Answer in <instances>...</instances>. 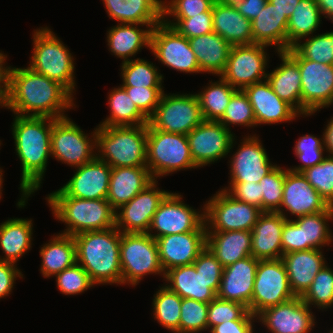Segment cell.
<instances>
[{
	"label": "cell",
	"mask_w": 333,
	"mask_h": 333,
	"mask_svg": "<svg viewBox=\"0 0 333 333\" xmlns=\"http://www.w3.org/2000/svg\"><path fill=\"white\" fill-rule=\"evenodd\" d=\"M323 142L326 150L332 154L331 156H333V118L330 119L323 134Z\"/></svg>",
	"instance_id": "64"
},
{
	"label": "cell",
	"mask_w": 333,
	"mask_h": 333,
	"mask_svg": "<svg viewBox=\"0 0 333 333\" xmlns=\"http://www.w3.org/2000/svg\"><path fill=\"white\" fill-rule=\"evenodd\" d=\"M12 126L15 150L22 164L23 198L17 203L22 208L25 200L40 188L45 173L51 155L52 118L17 115Z\"/></svg>",
	"instance_id": "2"
},
{
	"label": "cell",
	"mask_w": 333,
	"mask_h": 333,
	"mask_svg": "<svg viewBox=\"0 0 333 333\" xmlns=\"http://www.w3.org/2000/svg\"><path fill=\"white\" fill-rule=\"evenodd\" d=\"M320 249L289 252L282 255L289 285L295 296L301 297L312 284L317 273L326 265Z\"/></svg>",
	"instance_id": "29"
},
{
	"label": "cell",
	"mask_w": 333,
	"mask_h": 333,
	"mask_svg": "<svg viewBox=\"0 0 333 333\" xmlns=\"http://www.w3.org/2000/svg\"><path fill=\"white\" fill-rule=\"evenodd\" d=\"M128 96L132 99L137 108L149 119L157 108L161 96L164 93L162 88H146L122 86Z\"/></svg>",
	"instance_id": "56"
},
{
	"label": "cell",
	"mask_w": 333,
	"mask_h": 333,
	"mask_svg": "<svg viewBox=\"0 0 333 333\" xmlns=\"http://www.w3.org/2000/svg\"><path fill=\"white\" fill-rule=\"evenodd\" d=\"M208 308L209 303L182 298L179 333H198L208 329Z\"/></svg>",
	"instance_id": "48"
},
{
	"label": "cell",
	"mask_w": 333,
	"mask_h": 333,
	"mask_svg": "<svg viewBox=\"0 0 333 333\" xmlns=\"http://www.w3.org/2000/svg\"><path fill=\"white\" fill-rule=\"evenodd\" d=\"M324 201L333 206V156L301 172Z\"/></svg>",
	"instance_id": "47"
},
{
	"label": "cell",
	"mask_w": 333,
	"mask_h": 333,
	"mask_svg": "<svg viewBox=\"0 0 333 333\" xmlns=\"http://www.w3.org/2000/svg\"><path fill=\"white\" fill-rule=\"evenodd\" d=\"M122 86L162 88L163 76L153 63L143 59H129L122 63Z\"/></svg>",
	"instance_id": "44"
},
{
	"label": "cell",
	"mask_w": 333,
	"mask_h": 333,
	"mask_svg": "<svg viewBox=\"0 0 333 333\" xmlns=\"http://www.w3.org/2000/svg\"><path fill=\"white\" fill-rule=\"evenodd\" d=\"M322 138L314 137L313 135H304L298 139L294 151L297 158L302 161L298 167L290 168L289 170L301 173L304 170L321 163L326 157H323L324 142Z\"/></svg>",
	"instance_id": "51"
},
{
	"label": "cell",
	"mask_w": 333,
	"mask_h": 333,
	"mask_svg": "<svg viewBox=\"0 0 333 333\" xmlns=\"http://www.w3.org/2000/svg\"><path fill=\"white\" fill-rule=\"evenodd\" d=\"M139 24L119 23L108 31L107 42L109 49L115 56L128 61L129 57L136 55L143 46L150 48L152 28L138 29Z\"/></svg>",
	"instance_id": "38"
},
{
	"label": "cell",
	"mask_w": 333,
	"mask_h": 333,
	"mask_svg": "<svg viewBox=\"0 0 333 333\" xmlns=\"http://www.w3.org/2000/svg\"><path fill=\"white\" fill-rule=\"evenodd\" d=\"M247 311L248 308L241 303L216 297L209 303L208 329L225 321L239 320Z\"/></svg>",
	"instance_id": "54"
},
{
	"label": "cell",
	"mask_w": 333,
	"mask_h": 333,
	"mask_svg": "<svg viewBox=\"0 0 333 333\" xmlns=\"http://www.w3.org/2000/svg\"><path fill=\"white\" fill-rule=\"evenodd\" d=\"M219 3L226 7L236 8L238 7L244 0H217Z\"/></svg>",
	"instance_id": "68"
},
{
	"label": "cell",
	"mask_w": 333,
	"mask_h": 333,
	"mask_svg": "<svg viewBox=\"0 0 333 333\" xmlns=\"http://www.w3.org/2000/svg\"><path fill=\"white\" fill-rule=\"evenodd\" d=\"M301 299L310 307L328 308L333 304V270L324 266L315 276L312 284L301 296Z\"/></svg>",
	"instance_id": "45"
},
{
	"label": "cell",
	"mask_w": 333,
	"mask_h": 333,
	"mask_svg": "<svg viewBox=\"0 0 333 333\" xmlns=\"http://www.w3.org/2000/svg\"><path fill=\"white\" fill-rule=\"evenodd\" d=\"M231 159L230 183H259L277 165L270 163L269 157L256 136L244 139Z\"/></svg>",
	"instance_id": "22"
},
{
	"label": "cell",
	"mask_w": 333,
	"mask_h": 333,
	"mask_svg": "<svg viewBox=\"0 0 333 333\" xmlns=\"http://www.w3.org/2000/svg\"><path fill=\"white\" fill-rule=\"evenodd\" d=\"M268 0H244L236 9L250 21L254 20Z\"/></svg>",
	"instance_id": "62"
},
{
	"label": "cell",
	"mask_w": 333,
	"mask_h": 333,
	"mask_svg": "<svg viewBox=\"0 0 333 333\" xmlns=\"http://www.w3.org/2000/svg\"><path fill=\"white\" fill-rule=\"evenodd\" d=\"M96 148L111 168L147 167V125L98 126Z\"/></svg>",
	"instance_id": "4"
},
{
	"label": "cell",
	"mask_w": 333,
	"mask_h": 333,
	"mask_svg": "<svg viewBox=\"0 0 333 333\" xmlns=\"http://www.w3.org/2000/svg\"><path fill=\"white\" fill-rule=\"evenodd\" d=\"M55 276L58 289L65 295L80 294L95 285L77 262Z\"/></svg>",
	"instance_id": "52"
},
{
	"label": "cell",
	"mask_w": 333,
	"mask_h": 333,
	"mask_svg": "<svg viewBox=\"0 0 333 333\" xmlns=\"http://www.w3.org/2000/svg\"><path fill=\"white\" fill-rule=\"evenodd\" d=\"M203 208L206 229L213 231H251L262 213L257 206L235 199L226 188L215 194Z\"/></svg>",
	"instance_id": "11"
},
{
	"label": "cell",
	"mask_w": 333,
	"mask_h": 333,
	"mask_svg": "<svg viewBox=\"0 0 333 333\" xmlns=\"http://www.w3.org/2000/svg\"><path fill=\"white\" fill-rule=\"evenodd\" d=\"M286 53L299 67L302 115H311L331 105L333 103V65L302 58L293 48Z\"/></svg>",
	"instance_id": "9"
},
{
	"label": "cell",
	"mask_w": 333,
	"mask_h": 333,
	"mask_svg": "<svg viewBox=\"0 0 333 333\" xmlns=\"http://www.w3.org/2000/svg\"><path fill=\"white\" fill-rule=\"evenodd\" d=\"M193 265L204 278H222L224 267L207 246L199 253Z\"/></svg>",
	"instance_id": "59"
},
{
	"label": "cell",
	"mask_w": 333,
	"mask_h": 333,
	"mask_svg": "<svg viewBox=\"0 0 333 333\" xmlns=\"http://www.w3.org/2000/svg\"><path fill=\"white\" fill-rule=\"evenodd\" d=\"M205 222L196 230L156 238L159 258L164 272L193 264L206 247Z\"/></svg>",
	"instance_id": "20"
},
{
	"label": "cell",
	"mask_w": 333,
	"mask_h": 333,
	"mask_svg": "<svg viewBox=\"0 0 333 333\" xmlns=\"http://www.w3.org/2000/svg\"><path fill=\"white\" fill-rule=\"evenodd\" d=\"M164 19L163 22L166 25L173 27L179 34L188 39L213 32L212 9L190 18H176L177 22L175 23Z\"/></svg>",
	"instance_id": "53"
},
{
	"label": "cell",
	"mask_w": 333,
	"mask_h": 333,
	"mask_svg": "<svg viewBox=\"0 0 333 333\" xmlns=\"http://www.w3.org/2000/svg\"><path fill=\"white\" fill-rule=\"evenodd\" d=\"M40 255L42 257L40 271L43 276H55L77 262L75 240L73 236L59 233L41 247Z\"/></svg>",
	"instance_id": "36"
},
{
	"label": "cell",
	"mask_w": 333,
	"mask_h": 333,
	"mask_svg": "<svg viewBox=\"0 0 333 333\" xmlns=\"http://www.w3.org/2000/svg\"><path fill=\"white\" fill-rule=\"evenodd\" d=\"M237 91L227 81L211 82L202 93H197L200 110L205 121H219L229 104L232 95Z\"/></svg>",
	"instance_id": "41"
},
{
	"label": "cell",
	"mask_w": 333,
	"mask_h": 333,
	"mask_svg": "<svg viewBox=\"0 0 333 333\" xmlns=\"http://www.w3.org/2000/svg\"><path fill=\"white\" fill-rule=\"evenodd\" d=\"M23 276L15 267V263L0 260V298L7 296L12 291L16 277Z\"/></svg>",
	"instance_id": "61"
},
{
	"label": "cell",
	"mask_w": 333,
	"mask_h": 333,
	"mask_svg": "<svg viewBox=\"0 0 333 333\" xmlns=\"http://www.w3.org/2000/svg\"><path fill=\"white\" fill-rule=\"evenodd\" d=\"M7 92V108L19 116L61 119L73 107V95L64 86L30 67H10Z\"/></svg>",
	"instance_id": "1"
},
{
	"label": "cell",
	"mask_w": 333,
	"mask_h": 333,
	"mask_svg": "<svg viewBox=\"0 0 333 333\" xmlns=\"http://www.w3.org/2000/svg\"><path fill=\"white\" fill-rule=\"evenodd\" d=\"M294 297L283 260H259L251 298V313L257 316L264 309Z\"/></svg>",
	"instance_id": "12"
},
{
	"label": "cell",
	"mask_w": 333,
	"mask_h": 333,
	"mask_svg": "<svg viewBox=\"0 0 333 333\" xmlns=\"http://www.w3.org/2000/svg\"><path fill=\"white\" fill-rule=\"evenodd\" d=\"M206 232V246L224 268L251 256V231L206 230Z\"/></svg>",
	"instance_id": "31"
},
{
	"label": "cell",
	"mask_w": 333,
	"mask_h": 333,
	"mask_svg": "<svg viewBox=\"0 0 333 333\" xmlns=\"http://www.w3.org/2000/svg\"><path fill=\"white\" fill-rule=\"evenodd\" d=\"M156 180L117 209L115 227L122 233H148L159 204L169 193L156 188ZM118 210L121 212L119 213Z\"/></svg>",
	"instance_id": "19"
},
{
	"label": "cell",
	"mask_w": 333,
	"mask_h": 333,
	"mask_svg": "<svg viewBox=\"0 0 333 333\" xmlns=\"http://www.w3.org/2000/svg\"><path fill=\"white\" fill-rule=\"evenodd\" d=\"M203 120L196 94L163 93L148 125L153 129L187 135Z\"/></svg>",
	"instance_id": "10"
},
{
	"label": "cell",
	"mask_w": 333,
	"mask_h": 333,
	"mask_svg": "<svg viewBox=\"0 0 333 333\" xmlns=\"http://www.w3.org/2000/svg\"><path fill=\"white\" fill-rule=\"evenodd\" d=\"M147 168L154 180L181 169L198 168L187 135L153 129L147 124Z\"/></svg>",
	"instance_id": "7"
},
{
	"label": "cell",
	"mask_w": 333,
	"mask_h": 333,
	"mask_svg": "<svg viewBox=\"0 0 333 333\" xmlns=\"http://www.w3.org/2000/svg\"><path fill=\"white\" fill-rule=\"evenodd\" d=\"M34 50L29 67L64 86L71 94L75 89L73 56L60 39L46 28L33 35Z\"/></svg>",
	"instance_id": "6"
},
{
	"label": "cell",
	"mask_w": 333,
	"mask_h": 333,
	"mask_svg": "<svg viewBox=\"0 0 333 333\" xmlns=\"http://www.w3.org/2000/svg\"><path fill=\"white\" fill-rule=\"evenodd\" d=\"M258 263V259L248 256L225 267L216 297L241 303L251 312V298Z\"/></svg>",
	"instance_id": "24"
},
{
	"label": "cell",
	"mask_w": 333,
	"mask_h": 333,
	"mask_svg": "<svg viewBox=\"0 0 333 333\" xmlns=\"http://www.w3.org/2000/svg\"><path fill=\"white\" fill-rule=\"evenodd\" d=\"M74 176L48 197H76L86 200L107 199L112 168L95 157L77 167Z\"/></svg>",
	"instance_id": "18"
},
{
	"label": "cell",
	"mask_w": 333,
	"mask_h": 333,
	"mask_svg": "<svg viewBox=\"0 0 333 333\" xmlns=\"http://www.w3.org/2000/svg\"><path fill=\"white\" fill-rule=\"evenodd\" d=\"M305 41L292 47L302 58L333 65V32L311 36Z\"/></svg>",
	"instance_id": "46"
},
{
	"label": "cell",
	"mask_w": 333,
	"mask_h": 333,
	"mask_svg": "<svg viewBox=\"0 0 333 333\" xmlns=\"http://www.w3.org/2000/svg\"><path fill=\"white\" fill-rule=\"evenodd\" d=\"M2 171H1V169H0V197H1V188H2Z\"/></svg>",
	"instance_id": "69"
},
{
	"label": "cell",
	"mask_w": 333,
	"mask_h": 333,
	"mask_svg": "<svg viewBox=\"0 0 333 333\" xmlns=\"http://www.w3.org/2000/svg\"><path fill=\"white\" fill-rule=\"evenodd\" d=\"M153 181L147 167L112 168L106 200L117 211Z\"/></svg>",
	"instance_id": "28"
},
{
	"label": "cell",
	"mask_w": 333,
	"mask_h": 333,
	"mask_svg": "<svg viewBox=\"0 0 333 333\" xmlns=\"http://www.w3.org/2000/svg\"><path fill=\"white\" fill-rule=\"evenodd\" d=\"M279 56L282 65L268 74L266 79L273 91L301 115V75L298 64L286 52H279Z\"/></svg>",
	"instance_id": "35"
},
{
	"label": "cell",
	"mask_w": 333,
	"mask_h": 333,
	"mask_svg": "<svg viewBox=\"0 0 333 333\" xmlns=\"http://www.w3.org/2000/svg\"><path fill=\"white\" fill-rule=\"evenodd\" d=\"M93 137L90 140L87 134L67 117L52 118L51 155L73 167L82 166L97 156L92 152L96 148V129Z\"/></svg>",
	"instance_id": "13"
},
{
	"label": "cell",
	"mask_w": 333,
	"mask_h": 333,
	"mask_svg": "<svg viewBox=\"0 0 333 333\" xmlns=\"http://www.w3.org/2000/svg\"><path fill=\"white\" fill-rule=\"evenodd\" d=\"M321 15L316 0L299 1L288 19L287 50L317 30L320 21H322L320 20Z\"/></svg>",
	"instance_id": "39"
},
{
	"label": "cell",
	"mask_w": 333,
	"mask_h": 333,
	"mask_svg": "<svg viewBox=\"0 0 333 333\" xmlns=\"http://www.w3.org/2000/svg\"><path fill=\"white\" fill-rule=\"evenodd\" d=\"M122 284L136 285L147 274H161L162 268L156 239L148 233H122L120 241Z\"/></svg>",
	"instance_id": "8"
},
{
	"label": "cell",
	"mask_w": 333,
	"mask_h": 333,
	"mask_svg": "<svg viewBox=\"0 0 333 333\" xmlns=\"http://www.w3.org/2000/svg\"><path fill=\"white\" fill-rule=\"evenodd\" d=\"M181 304L182 298L165 285L154 296L153 316L166 329L179 333Z\"/></svg>",
	"instance_id": "43"
},
{
	"label": "cell",
	"mask_w": 333,
	"mask_h": 333,
	"mask_svg": "<svg viewBox=\"0 0 333 333\" xmlns=\"http://www.w3.org/2000/svg\"><path fill=\"white\" fill-rule=\"evenodd\" d=\"M286 170L276 166L260 181L262 197V212H277L280 209Z\"/></svg>",
	"instance_id": "49"
},
{
	"label": "cell",
	"mask_w": 333,
	"mask_h": 333,
	"mask_svg": "<svg viewBox=\"0 0 333 333\" xmlns=\"http://www.w3.org/2000/svg\"><path fill=\"white\" fill-rule=\"evenodd\" d=\"M212 14L213 31L231 46L253 44L251 21L236 8L226 7L216 0Z\"/></svg>",
	"instance_id": "33"
},
{
	"label": "cell",
	"mask_w": 333,
	"mask_h": 333,
	"mask_svg": "<svg viewBox=\"0 0 333 333\" xmlns=\"http://www.w3.org/2000/svg\"><path fill=\"white\" fill-rule=\"evenodd\" d=\"M110 18L153 28L163 21L161 0H102Z\"/></svg>",
	"instance_id": "30"
},
{
	"label": "cell",
	"mask_w": 333,
	"mask_h": 333,
	"mask_svg": "<svg viewBox=\"0 0 333 333\" xmlns=\"http://www.w3.org/2000/svg\"><path fill=\"white\" fill-rule=\"evenodd\" d=\"M178 193H168L156 210L148 234L154 239L171 234L196 231L204 222V214L181 201ZM155 229L158 233L151 234Z\"/></svg>",
	"instance_id": "17"
},
{
	"label": "cell",
	"mask_w": 333,
	"mask_h": 333,
	"mask_svg": "<svg viewBox=\"0 0 333 333\" xmlns=\"http://www.w3.org/2000/svg\"><path fill=\"white\" fill-rule=\"evenodd\" d=\"M46 198L55 217L68 226L63 234L74 236L85 231L106 230L115 226L116 211L106 199Z\"/></svg>",
	"instance_id": "5"
},
{
	"label": "cell",
	"mask_w": 333,
	"mask_h": 333,
	"mask_svg": "<svg viewBox=\"0 0 333 333\" xmlns=\"http://www.w3.org/2000/svg\"><path fill=\"white\" fill-rule=\"evenodd\" d=\"M8 81H0V105L8 107Z\"/></svg>",
	"instance_id": "66"
},
{
	"label": "cell",
	"mask_w": 333,
	"mask_h": 333,
	"mask_svg": "<svg viewBox=\"0 0 333 333\" xmlns=\"http://www.w3.org/2000/svg\"><path fill=\"white\" fill-rule=\"evenodd\" d=\"M286 220L277 212H262L259 215L251 230V256L258 260L282 258L281 235Z\"/></svg>",
	"instance_id": "27"
},
{
	"label": "cell",
	"mask_w": 333,
	"mask_h": 333,
	"mask_svg": "<svg viewBox=\"0 0 333 333\" xmlns=\"http://www.w3.org/2000/svg\"><path fill=\"white\" fill-rule=\"evenodd\" d=\"M32 220L8 219L0 225V247L5 253L1 261L16 263L31 248Z\"/></svg>",
	"instance_id": "37"
},
{
	"label": "cell",
	"mask_w": 333,
	"mask_h": 333,
	"mask_svg": "<svg viewBox=\"0 0 333 333\" xmlns=\"http://www.w3.org/2000/svg\"><path fill=\"white\" fill-rule=\"evenodd\" d=\"M167 287L181 298L210 303L216 298L221 278H204L193 264L172 268L164 277Z\"/></svg>",
	"instance_id": "26"
},
{
	"label": "cell",
	"mask_w": 333,
	"mask_h": 333,
	"mask_svg": "<svg viewBox=\"0 0 333 333\" xmlns=\"http://www.w3.org/2000/svg\"><path fill=\"white\" fill-rule=\"evenodd\" d=\"M77 263L94 284H122L120 265L121 232L114 226L106 230L85 231L73 236Z\"/></svg>",
	"instance_id": "3"
},
{
	"label": "cell",
	"mask_w": 333,
	"mask_h": 333,
	"mask_svg": "<svg viewBox=\"0 0 333 333\" xmlns=\"http://www.w3.org/2000/svg\"><path fill=\"white\" fill-rule=\"evenodd\" d=\"M281 207L296 215L297 218L326 211L330 206L319 193L309 184L302 173L286 170L284 190L280 209L277 213L287 216Z\"/></svg>",
	"instance_id": "23"
},
{
	"label": "cell",
	"mask_w": 333,
	"mask_h": 333,
	"mask_svg": "<svg viewBox=\"0 0 333 333\" xmlns=\"http://www.w3.org/2000/svg\"><path fill=\"white\" fill-rule=\"evenodd\" d=\"M243 91L253 108L257 125L287 122L300 115L273 91L267 79L251 84Z\"/></svg>",
	"instance_id": "25"
},
{
	"label": "cell",
	"mask_w": 333,
	"mask_h": 333,
	"mask_svg": "<svg viewBox=\"0 0 333 333\" xmlns=\"http://www.w3.org/2000/svg\"><path fill=\"white\" fill-rule=\"evenodd\" d=\"M288 18L269 1L251 21L253 44L277 45V51H287Z\"/></svg>",
	"instance_id": "32"
},
{
	"label": "cell",
	"mask_w": 333,
	"mask_h": 333,
	"mask_svg": "<svg viewBox=\"0 0 333 333\" xmlns=\"http://www.w3.org/2000/svg\"><path fill=\"white\" fill-rule=\"evenodd\" d=\"M321 14L326 15L324 18H330L333 21V0H316Z\"/></svg>",
	"instance_id": "65"
},
{
	"label": "cell",
	"mask_w": 333,
	"mask_h": 333,
	"mask_svg": "<svg viewBox=\"0 0 333 333\" xmlns=\"http://www.w3.org/2000/svg\"><path fill=\"white\" fill-rule=\"evenodd\" d=\"M110 116L99 126L147 125L149 119L137 108L125 89L120 86L109 94Z\"/></svg>",
	"instance_id": "40"
},
{
	"label": "cell",
	"mask_w": 333,
	"mask_h": 333,
	"mask_svg": "<svg viewBox=\"0 0 333 333\" xmlns=\"http://www.w3.org/2000/svg\"><path fill=\"white\" fill-rule=\"evenodd\" d=\"M235 137L219 121L203 120L187 134L194 164L203 167L225 157L233 147Z\"/></svg>",
	"instance_id": "16"
},
{
	"label": "cell",
	"mask_w": 333,
	"mask_h": 333,
	"mask_svg": "<svg viewBox=\"0 0 333 333\" xmlns=\"http://www.w3.org/2000/svg\"><path fill=\"white\" fill-rule=\"evenodd\" d=\"M271 4L275 5L276 8L282 13L285 14L286 17L292 15L296 5L300 0H268Z\"/></svg>",
	"instance_id": "63"
},
{
	"label": "cell",
	"mask_w": 333,
	"mask_h": 333,
	"mask_svg": "<svg viewBox=\"0 0 333 333\" xmlns=\"http://www.w3.org/2000/svg\"><path fill=\"white\" fill-rule=\"evenodd\" d=\"M258 318L272 333H309L315 326L314 315L299 296L264 309Z\"/></svg>",
	"instance_id": "21"
},
{
	"label": "cell",
	"mask_w": 333,
	"mask_h": 333,
	"mask_svg": "<svg viewBox=\"0 0 333 333\" xmlns=\"http://www.w3.org/2000/svg\"><path fill=\"white\" fill-rule=\"evenodd\" d=\"M255 317L257 316L247 311L239 320L225 321L212 327L210 333H253Z\"/></svg>",
	"instance_id": "60"
},
{
	"label": "cell",
	"mask_w": 333,
	"mask_h": 333,
	"mask_svg": "<svg viewBox=\"0 0 333 333\" xmlns=\"http://www.w3.org/2000/svg\"><path fill=\"white\" fill-rule=\"evenodd\" d=\"M6 56L0 52V81H8L10 67H4Z\"/></svg>",
	"instance_id": "67"
},
{
	"label": "cell",
	"mask_w": 333,
	"mask_h": 333,
	"mask_svg": "<svg viewBox=\"0 0 333 333\" xmlns=\"http://www.w3.org/2000/svg\"><path fill=\"white\" fill-rule=\"evenodd\" d=\"M226 191L238 201L255 205L262 211L263 193L259 183H230Z\"/></svg>",
	"instance_id": "58"
},
{
	"label": "cell",
	"mask_w": 333,
	"mask_h": 333,
	"mask_svg": "<svg viewBox=\"0 0 333 333\" xmlns=\"http://www.w3.org/2000/svg\"><path fill=\"white\" fill-rule=\"evenodd\" d=\"M150 50L172 69L187 73L201 72L188 38L163 21L152 28Z\"/></svg>",
	"instance_id": "14"
},
{
	"label": "cell",
	"mask_w": 333,
	"mask_h": 333,
	"mask_svg": "<svg viewBox=\"0 0 333 333\" xmlns=\"http://www.w3.org/2000/svg\"><path fill=\"white\" fill-rule=\"evenodd\" d=\"M266 47L261 44L232 46L221 78L237 90L267 78Z\"/></svg>",
	"instance_id": "15"
},
{
	"label": "cell",
	"mask_w": 333,
	"mask_h": 333,
	"mask_svg": "<svg viewBox=\"0 0 333 333\" xmlns=\"http://www.w3.org/2000/svg\"><path fill=\"white\" fill-rule=\"evenodd\" d=\"M216 0H171L165 4L163 1L162 14L173 15L175 18H190L197 14L208 12Z\"/></svg>",
	"instance_id": "55"
},
{
	"label": "cell",
	"mask_w": 333,
	"mask_h": 333,
	"mask_svg": "<svg viewBox=\"0 0 333 333\" xmlns=\"http://www.w3.org/2000/svg\"><path fill=\"white\" fill-rule=\"evenodd\" d=\"M282 255L289 252L307 250V244H303L302 227L294 220L287 219L284 223L281 235Z\"/></svg>",
	"instance_id": "57"
},
{
	"label": "cell",
	"mask_w": 333,
	"mask_h": 333,
	"mask_svg": "<svg viewBox=\"0 0 333 333\" xmlns=\"http://www.w3.org/2000/svg\"><path fill=\"white\" fill-rule=\"evenodd\" d=\"M219 122L229 129V124L257 126L253 108L243 90H237L231 97L226 111Z\"/></svg>",
	"instance_id": "50"
},
{
	"label": "cell",
	"mask_w": 333,
	"mask_h": 333,
	"mask_svg": "<svg viewBox=\"0 0 333 333\" xmlns=\"http://www.w3.org/2000/svg\"><path fill=\"white\" fill-rule=\"evenodd\" d=\"M330 219L333 220V206L326 211L304 215L294 220L302 227L303 244H307V250L321 249L322 246L329 245L333 240L329 227H327Z\"/></svg>",
	"instance_id": "42"
},
{
	"label": "cell",
	"mask_w": 333,
	"mask_h": 333,
	"mask_svg": "<svg viewBox=\"0 0 333 333\" xmlns=\"http://www.w3.org/2000/svg\"><path fill=\"white\" fill-rule=\"evenodd\" d=\"M188 40L200 71L221 75L232 46L214 31Z\"/></svg>",
	"instance_id": "34"
}]
</instances>
